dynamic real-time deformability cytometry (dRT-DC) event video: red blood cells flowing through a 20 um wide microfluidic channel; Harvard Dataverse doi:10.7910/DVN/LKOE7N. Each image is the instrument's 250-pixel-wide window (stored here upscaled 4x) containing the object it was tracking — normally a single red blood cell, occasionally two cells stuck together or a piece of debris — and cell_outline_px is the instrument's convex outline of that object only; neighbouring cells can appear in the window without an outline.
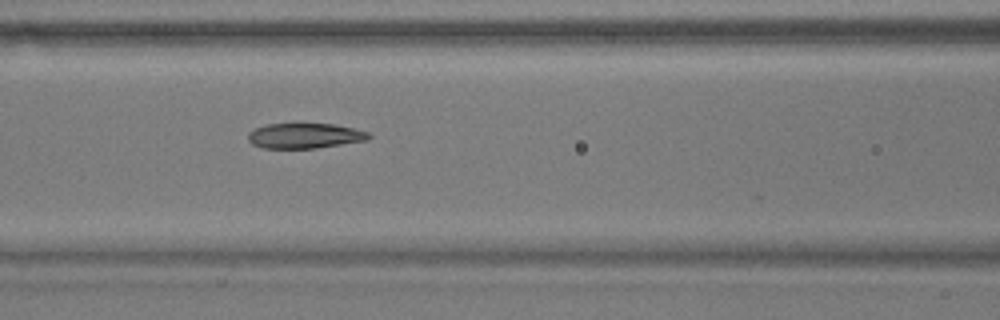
{"species": "common noctule bat (a hibernating species)", "species_latin": "Nyctalus noctula", "temperature_condition": "warm", "stored_images_in_passage": 33, "camera_frame_rate_fps": 3000, "um_per_image_px": 0.085, "animal": {"sex": "male", "body_mass_g": 17.9}, "frame": {"image": 1, "passage_image": 23, "time_ms": 7.333, "image_size_px": [1000, 320], "cell_outline_px": [[372, 136], [368, 140], [316, 148], [264, 148], [252, 144], [248, 140], [248, 132], [256, 128], [268, 124], [300, 120], [332, 124], [352, 128], [368, 132]], "centroid_in_image_um": [25.88, 11.49], "position_along_channel_um": 140.7, "area_um2": 18.5}}
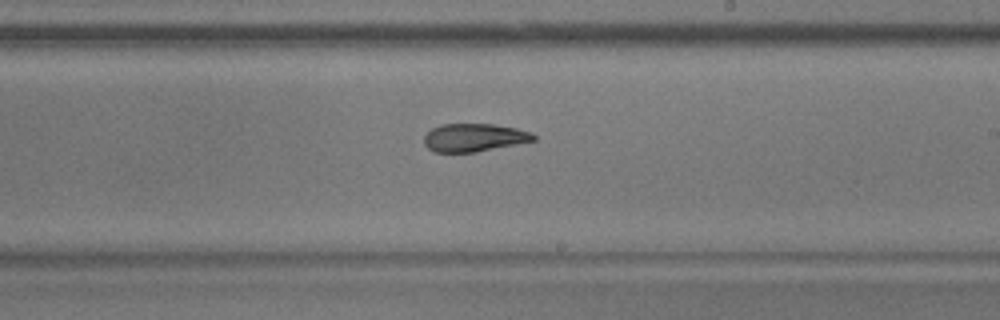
{"frame": {"image": 2, "passage_image": 32, "time_ms": 10.333, "image_size_px": [1000, 320], "cell_outline_px": [[536, 140], [476, 152], [436, 152], [428, 148], [424, 144], [424, 136], [432, 128], [440, 124], [492, 124], [516, 128], [532, 132], [536, 136]], "centroid_in_image_um": [40.3, 11.69], "position_along_channel_um": 248.7, "area_um2": 17.86}}